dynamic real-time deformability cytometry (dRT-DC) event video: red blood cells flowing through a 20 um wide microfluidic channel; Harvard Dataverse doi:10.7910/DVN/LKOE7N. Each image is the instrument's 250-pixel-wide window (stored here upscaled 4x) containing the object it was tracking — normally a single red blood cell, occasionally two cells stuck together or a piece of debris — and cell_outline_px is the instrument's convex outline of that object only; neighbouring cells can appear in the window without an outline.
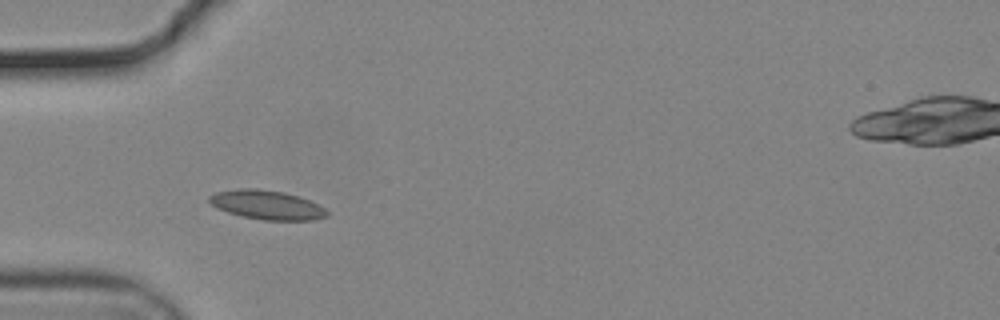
{"species": "common noctule bat (a hibernating species)", "species_latin": "Nyctalus noctula", "temperature_condition": "cold", "stored_images_in_passage": 14, "camera_frame_rate_fps": 3000, "um_per_image_px": 0.085, "animal": {"sex": "male", "body_mass_g": 19.2, "forearm_length_mm": 51.8}, "frame": {"image": 1, "passage_image": 5, "time_ms": 1.333, "image_size_px": [1000, 320], "cell_outline_px": [[328, 216], [312, 220], [260, 220], [240, 216], [216, 208], [208, 200], [208, 196], [216, 192], [240, 188], [256, 188], [284, 192], [308, 200], [324, 208], [328, 212]], "centroid_in_image_um": [22.64, 17.42], "position_along_channel_um": 62.4, "area_um2": 19.94}}
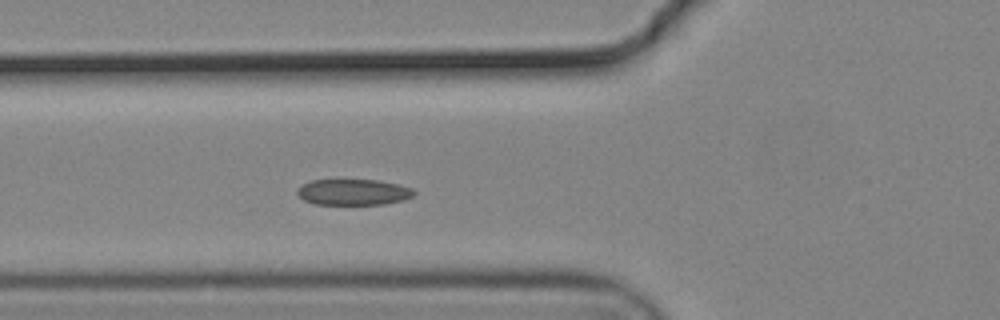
{"frame": {"image": 2, "passage_image": 8, "time_ms": 2.333, "image_size_px": [1000, 320], "cell_outline_px": [[416, 192], [412, 196], [404, 200], [384, 204], [316, 204], [304, 200], [296, 192], [304, 184], [312, 180], [376, 180], [396, 184], [412, 188]], "centroid_in_image_um": [30.06, 16.33], "position_along_channel_um": 95.7, "area_um2": 17.4}}